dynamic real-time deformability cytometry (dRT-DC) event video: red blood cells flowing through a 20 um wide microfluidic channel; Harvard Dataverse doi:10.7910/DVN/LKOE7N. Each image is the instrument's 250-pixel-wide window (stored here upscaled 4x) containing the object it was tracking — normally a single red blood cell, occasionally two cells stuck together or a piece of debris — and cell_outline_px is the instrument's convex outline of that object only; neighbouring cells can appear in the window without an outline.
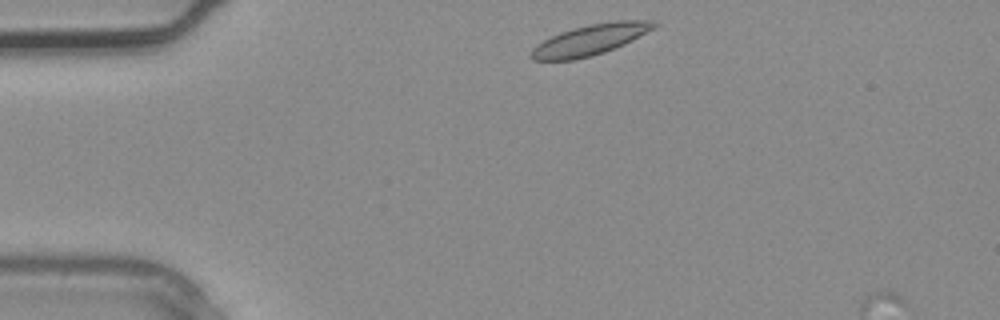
{"species": "common noctule bat (a hibernating species)", "species_latin": "Nyctalus noctula", "temperature_condition": "warm", "stored_images_in_passage": 2, "camera_frame_rate_fps": 3000, "um_per_image_px": 0.085, "animal": {"sex": "male", "body_mass_g": 20.4}, "frame": {"image": 1, "passage_image": 1, "time_ms": 0.0, "image_size_px": [1000, 320], "cell_outline_px": [[660, 24], [632, 40], [624, 44], [604, 52], [592, 56], [576, 60], [532, 60], [528, 56], [532, 48], [536, 44], [560, 32], [572, 28], [588, 24], [616, 20], [656, 20]], "centroid_in_image_um": [50.15, 3.38], "position_along_channel_um": 34.9, "area_um2": 22.08}}